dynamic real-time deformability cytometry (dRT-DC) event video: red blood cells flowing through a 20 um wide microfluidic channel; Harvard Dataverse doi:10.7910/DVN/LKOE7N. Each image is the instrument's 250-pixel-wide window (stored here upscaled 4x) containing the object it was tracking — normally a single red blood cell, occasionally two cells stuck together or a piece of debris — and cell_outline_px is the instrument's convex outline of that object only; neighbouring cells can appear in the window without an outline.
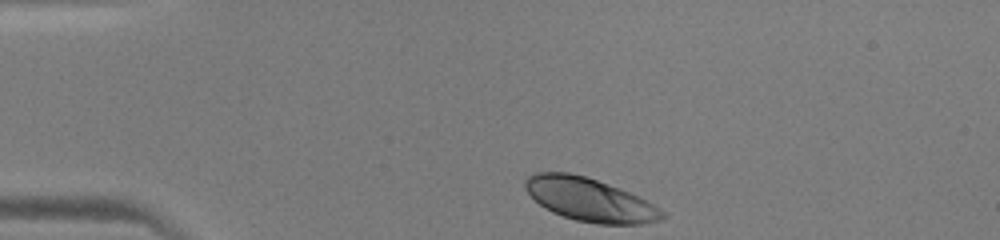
{"species": "human", "species_latin": "Homo sapiens", "temperature_condition": "warm", "stored_images_in_passage": 33, "camera_frame_rate_fps": 3000, "um_per_image_px": 0.085, "donor": {"sex": "male"}, "frame": {"image": 1, "passage_image": 1, "time_ms": 0.0, "image_size_px": [1000, 240], "cell_outline_px": [[664, 216], [660, 220], [640, 224], [596, 224], [576, 220], [552, 212], [544, 208], [524, 188], [524, 180], [528, 176], [536, 172], [568, 172], [584, 176], [608, 184], [628, 192], [652, 204], [664, 212]], "centroid_in_image_um": [50.08, 16.97], "position_along_channel_um": 34.9, "area_um2": 34.04}}
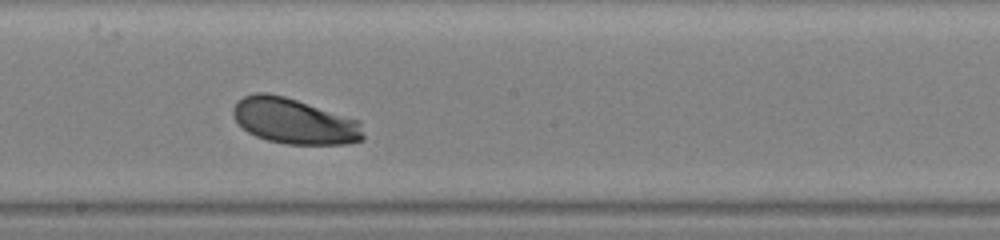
{"frame": {"image": 2, "passage_image": 18, "time_ms": 5.667, "image_size_px": [1000, 240], "cell_outline_px": [[364, 140], [348, 144], [288, 144], [268, 140], [256, 136], [248, 132], [232, 116], [232, 108], [244, 96], [256, 92], [268, 92], [284, 96], [360, 120], [364, 136]], "centroid_in_image_um": [25.04, 10.3], "position_along_channel_um": 223.2, "area_um2": 34.56}}
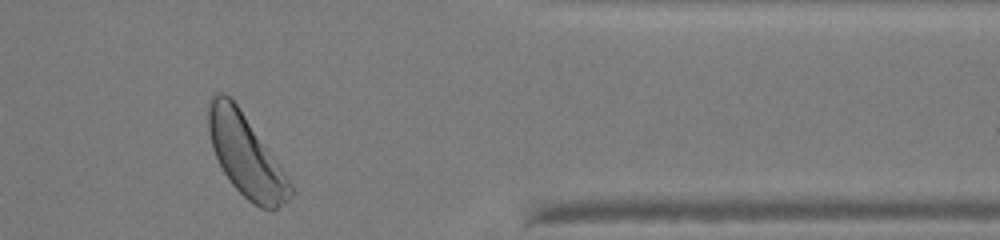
{"frame": {"image": 3, "passage_image": 31, "time_ms": 10.0, "image_size_px": [1000, 240], "cell_outline_px": [[296, 192], [288, 200], [276, 208], [260, 208], [248, 200], [232, 184], [224, 172], [212, 148], [208, 132], [208, 104], [212, 96], [216, 92], [224, 92], [236, 104], [284, 172], [292, 184]], "centroid_in_image_um": [20.88, 13.22], "position_along_channel_um": 390.5, "area_um2": 38.15}}